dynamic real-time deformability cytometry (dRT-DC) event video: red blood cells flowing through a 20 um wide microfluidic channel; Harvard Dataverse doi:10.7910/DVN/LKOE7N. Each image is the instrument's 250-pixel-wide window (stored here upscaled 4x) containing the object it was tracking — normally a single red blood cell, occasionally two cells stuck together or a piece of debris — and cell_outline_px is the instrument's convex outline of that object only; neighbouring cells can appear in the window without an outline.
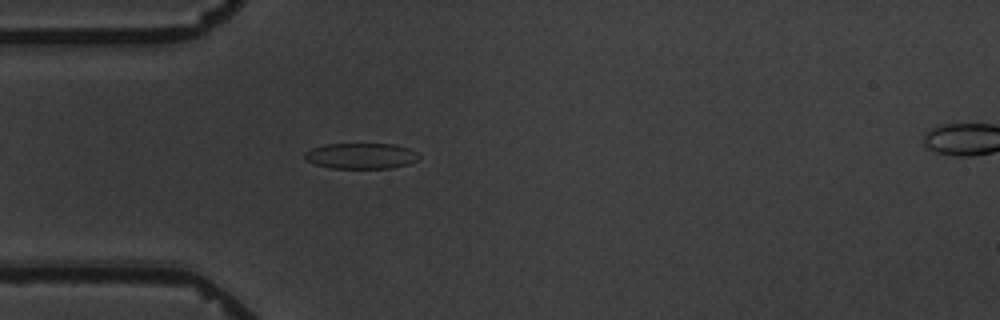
{"species": "common noctule bat (a hibernating species)", "species_latin": "Nyctalus noctula", "temperature_condition": "warm", "stored_images_in_passage": 3, "camera_frame_rate_fps": 3000, "um_per_image_px": 0.085, "animal": {"sex": "male", "body_mass_g": 19.5, "forearm_length_mm": 54.6}, "frame": {"image": 1, "passage_image": 2, "time_ms": 1.333, "image_size_px": [1000, 320], "cell_outline_px": [[420, 156], [416, 160], [408, 164], [392, 168], [332, 168], [316, 164], [304, 160], [304, 152], [312, 148], [324, 144], [392, 144], [408, 148], [416, 152]], "centroid_in_image_um": [30.66, 13.25], "position_along_channel_um": 54.3, "area_um2": 17.11}}